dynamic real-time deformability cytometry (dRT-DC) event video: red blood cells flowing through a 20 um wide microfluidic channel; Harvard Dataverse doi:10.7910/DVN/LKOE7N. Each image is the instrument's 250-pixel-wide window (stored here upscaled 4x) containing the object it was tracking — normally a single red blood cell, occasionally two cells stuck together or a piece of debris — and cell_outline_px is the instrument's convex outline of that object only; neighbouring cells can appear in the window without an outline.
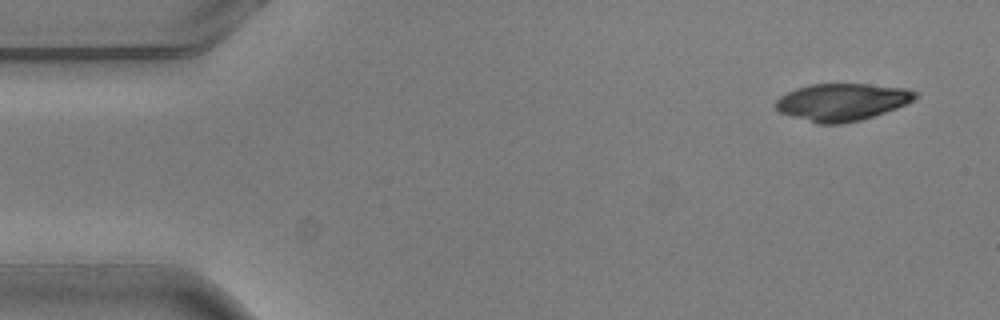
{"species": "common noctule bat (a hibernating species)", "species_latin": "Nyctalus noctula", "temperature_condition": "warm", "stored_images_in_passage": 5, "camera_frame_rate_fps": 3000, "um_per_image_px": 0.085, "animal": {"sex": "male", "body_mass_g": 20.5, "forearm_length_mm": 52.5}, "frame": {"image": 1, "passage_image": 1, "time_ms": 0.0, "image_size_px": [1000, 320], "cell_outline_px": [[916, 96], [908, 104], [860, 120], [844, 124], [816, 124], [780, 112], [776, 108], [776, 100], [780, 96], [796, 88], [808, 84], [868, 84], [908, 88], [916, 92]], "centroid_in_image_um": [71.56, 8.67], "position_along_channel_um": 13.4, "area_um2": 30.29}}